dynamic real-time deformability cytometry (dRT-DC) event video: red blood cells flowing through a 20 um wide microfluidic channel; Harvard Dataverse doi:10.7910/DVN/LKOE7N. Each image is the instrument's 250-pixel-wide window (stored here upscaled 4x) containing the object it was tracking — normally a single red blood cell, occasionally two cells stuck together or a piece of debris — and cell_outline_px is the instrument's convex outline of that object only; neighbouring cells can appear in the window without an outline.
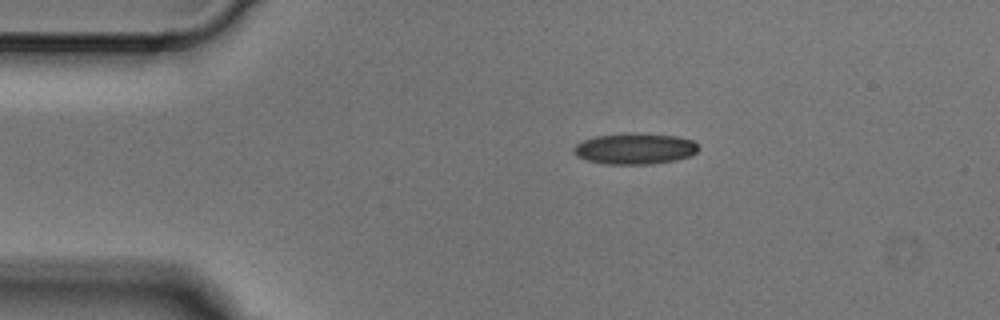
{"species": "Egyptian fruit bat (a non-hibernating species)", "species_latin": "Rousettus aegyptiacus", "temperature_condition": "cold", "stored_images_in_passage": 2, "camera_frame_rate_fps": 3000, "um_per_image_px": 0.085, "animal": {"sex": "male"}, "frame": {"image": 1, "passage_image": 1, "time_ms": 0.0, "image_size_px": [1000, 320], "cell_outline_px": [[700, 148], [692, 156], [676, 160], [648, 164], [604, 164], [588, 160], [576, 156], [572, 152], [572, 148], [576, 144], [584, 140], [596, 136], [624, 132], [644, 132], [676, 136], [692, 140]], "centroid_in_image_um": [53.96, 12.62], "position_along_channel_um": 31.0, "area_um2": 23.0}}